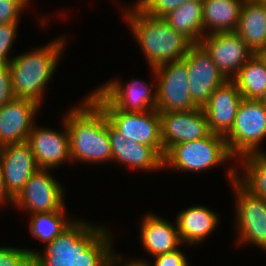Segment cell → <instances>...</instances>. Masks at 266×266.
<instances>
[{"mask_svg":"<svg viewBox=\"0 0 266 266\" xmlns=\"http://www.w3.org/2000/svg\"><path fill=\"white\" fill-rule=\"evenodd\" d=\"M33 249L0 246V266H32Z\"/></svg>","mask_w":266,"mask_h":266,"instance_id":"cell-29","label":"cell"},{"mask_svg":"<svg viewBox=\"0 0 266 266\" xmlns=\"http://www.w3.org/2000/svg\"><path fill=\"white\" fill-rule=\"evenodd\" d=\"M75 221L32 256V266H109L117 254L113 236L104 226Z\"/></svg>","mask_w":266,"mask_h":266,"instance_id":"cell-1","label":"cell"},{"mask_svg":"<svg viewBox=\"0 0 266 266\" xmlns=\"http://www.w3.org/2000/svg\"><path fill=\"white\" fill-rule=\"evenodd\" d=\"M163 19L192 43H199L203 37V0L188 1Z\"/></svg>","mask_w":266,"mask_h":266,"instance_id":"cell-24","label":"cell"},{"mask_svg":"<svg viewBox=\"0 0 266 266\" xmlns=\"http://www.w3.org/2000/svg\"><path fill=\"white\" fill-rule=\"evenodd\" d=\"M88 95L103 110L107 120L127 140L150 146L164 158L160 114L156 109L146 112H126L114 108L96 89Z\"/></svg>","mask_w":266,"mask_h":266,"instance_id":"cell-6","label":"cell"},{"mask_svg":"<svg viewBox=\"0 0 266 266\" xmlns=\"http://www.w3.org/2000/svg\"><path fill=\"white\" fill-rule=\"evenodd\" d=\"M261 101L264 102V103L266 104V91H265V94L263 95Z\"/></svg>","mask_w":266,"mask_h":266,"instance_id":"cell-37","label":"cell"},{"mask_svg":"<svg viewBox=\"0 0 266 266\" xmlns=\"http://www.w3.org/2000/svg\"><path fill=\"white\" fill-rule=\"evenodd\" d=\"M124 259L121 254H116L110 261L109 266H146L145 264L137 263L132 261V259ZM127 261V262H126ZM125 262V263H124Z\"/></svg>","mask_w":266,"mask_h":266,"instance_id":"cell-34","label":"cell"},{"mask_svg":"<svg viewBox=\"0 0 266 266\" xmlns=\"http://www.w3.org/2000/svg\"><path fill=\"white\" fill-rule=\"evenodd\" d=\"M140 243L145 252L152 257L179 249L182 241L179 237L176 221L171 223L157 214L147 213L140 222Z\"/></svg>","mask_w":266,"mask_h":266,"instance_id":"cell-20","label":"cell"},{"mask_svg":"<svg viewBox=\"0 0 266 266\" xmlns=\"http://www.w3.org/2000/svg\"><path fill=\"white\" fill-rule=\"evenodd\" d=\"M242 99L233 80H226L216 88L202 107L211 133L225 136L231 130Z\"/></svg>","mask_w":266,"mask_h":266,"instance_id":"cell-19","label":"cell"},{"mask_svg":"<svg viewBox=\"0 0 266 266\" xmlns=\"http://www.w3.org/2000/svg\"><path fill=\"white\" fill-rule=\"evenodd\" d=\"M224 138L233 159L266 153L259 148L266 139V104L261 100L242 99L233 126Z\"/></svg>","mask_w":266,"mask_h":266,"instance_id":"cell-8","label":"cell"},{"mask_svg":"<svg viewBox=\"0 0 266 266\" xmlns=\"http://www.w3.org/2000/svg\"><path fill=\"white\" fill-rule=\"evenodd\" d=\"M182 60L188 68L189 90L192 100L198 107L202 108L208 102L211 94L226 79L218 71L210 54L200 43H193L188 54Z\"/></svg>","mask_w":266,"mask_h":266,"instance_id":"cell-12","label":"cell"},{"mask_svg":"<svg viewBox=\"0 0 266 266\" xmlns=\"http://www.w3.org/2000/svg\"><path fill=\"white\" fill-rule=\"evenodd\" d=\"M19 23H5L0 25V64L9 63L14 56H9ZM12 57V58H11Z\"/></svg>","mask_w":266,"mask_h":266,"instance_id":"cell-31","label":"cell"},{"mask_svg":"<svg viewBox=\"0 0 266 266\" xmlns=\"http://www.w3.org/2000/svg\"><path fill=\"white\" fill-rule=\"evenodd\" d=\"M132 79L125 84L116 78L97 87V91L116 109L126 112H146L156 109V82ZM152 89L154 91H152Z\"/></svg>","mask_w":266,"mask_h":266,"instance_id":"cell-15","label":"cell"},{"mask_svg":"<svg viewBox=\"0 0 266 266\" xmlns=\"http://www.w3.org/2000/svg\"><path fill=\"white\" fill-rule=\"evenodd\" d=\"M5 203V190H4V182H3V175H2V167L0 164V206L1 204Z\"/></svg>","mask_w":266,"mask_h":266,"instance_id":"cell-35","label":"cell"},{"mask_svg":"<svg viewBox=\"0 0 266 266\" xmlns=\"http://www.w3.org/2000/svg\"><path fill=\"white\" fill-rule=\"evenodd\" d=\"M255 54L262 61L264 67L266 68V46L264 48L259 49Z\"/></svg>","mask_w":266,"mask_h":266,"instance_id":"cell-36","label":"cell"},{"mask_svg":"<svg viewBox=\"0 0 266 266\" xmlns=\"http://www.w3.org/2000/svg\"><path fill=\"white\" fill-rule=\"evenodd\" d=\"M176 224L182 244L199 245L219 225V214L206 206L193 205L177 214Z\"/></svg>","mask_w":266,"mask_h":266,"instance_id":"cell-21","label":"cell"},{"mask_svg":"<svg viewBox=\"0 0 266 266\" xmlns=\"http://www.w3.org/2000/svg\"><path fill=\"white\" fill-rule=\"evenodd\" d=\"M243 99L261 100L266 91V68L254 53L233 79Z\"/></svg>","mask_w":266,"mask_h":266,"instance_id":"cell-26","label":"cell"},{"mask_svg":"<svg viewBox=\"0 0 266 266\" xmlns=\"http://www.w3.org/2000/svg\"><path fill=\"white\" fill-rule=\"evenodd\" d=\"M232 158V159H231ZM233 160L224 136L210 133L208 136L173 145L164 156V169L178 172H200Z\"/></svg>","mask_w":266,"mask_h":266,"instance_id":"cell-5","label":"cell"},{"mask_svg":"<svg viewBox=\"0 0 266 266\" xmlns=\"http://www.w3.org/2000/svg\"><path fill=\"white\" fill-rule=\"evenodd\" d=\"M129 29L145 55L150 68L180 60L193 44L186 36L175 31L163 18L143 13L134 3L122 7Z\"/></svg>","mask_w":266,"mask_h":266,"instance_id":"cell-3","label":"cell"},{"mask_svg":"<svg viewBox=\"0 0 266 266\" xmlns=\"http://www.w3.org/2000/svg\"><path fill=\"white\" fill-rule=\"evenodd\" d=\"M134 4L146 15L163 18L169 12L191 0H136Z\"/></svg>","mask_w":266,"mask_h":266,"instance_id":"cell-28","label":"cell"},{"mask_svg":"<svg viewBox=\"0 0 266 266\" xmlns=\"http://www.w3.org/2000/svg\"><path fill=\"white\" fill-rule=\"evenodd\" d=\"M14 98L9 63L0 64V108Z\"/></svg>","mask_w":266,"mask_h":266,"instance_id":"cell-33","label":"cell"},{"mask_svg":"<svg viewBox=\"0 0 266 266\" xmlns=\"http://www.w3.org/2000/svg\"><path fill=\"white\" fill-rule=\"evenodd\" d=\"M161 141L166 153L173 145L208 136L211 131L203 108L159 112Z\"/></svg>","mask_w":266,"mask_h":266,"instance_id":"cell-13","label":"cell"},{"mask_svg":"<svg viewBox=\"0 0 266 266\" xmlns=\"http://www.w3.org/2000/svg\"><path fill=\"white\" fill-rule=\"evenodd\" d=\"M31 0H0V25L5 23H19L22 11Z\"/></svg>","mask_w":266,"mask_h":266,"instance_id":"cell-30","label":"cell"},{"mask_svg":"<svg viewBox=\"0 0 266 266\" xmlns=\"http://www.w3.org/2000/svg\"><path fill=\"white\" fill-rule=\"evenodd\" d=\"M51 169L39 168L24 184L22 190L11 201L16 208L29 214L54 212L65 207V190L50 174ZM13 203V204H12Z\"/></svg>","mask_w":266,"mask_h":266,"instance_id":"cell-10","label":"cell"},{"mask_svg":"<svg viewBox=\"0 0 266 266\" xmlns=\"http://www.w3.org/2000/svg\"><path fill=\"white\" fill-rule=\"evenodd\" d=\"M236 167H230L226 175L231 182L235 199V228L238 245L254 244L266 251V201L247 191L236 180Z\"/></svg>","mask_w":266,"mask_h":266,"instance_id":"cell-7","label":"cell"},{"mask_svg":"<svg viewBox=\"0 0 266 266\" xmlns=\"http://www.w3.org/2000/svg\"><path fill=\"white\" fill-rule=\"evenodd\" d=\"M153 260L154 263L147 262V260H138V258L132 261L146 266H189L187 256L180 249L155 256Z\"/></svg>","mask_w":266,"mask_h":266,"instance_id":"cell-32","label":"cell"},{"mask_svg":"<svg viewBox=\"0 0 266 266\" xmlns=\"http://www.w3.org/2000/svg\"><path fill=\"white\" fill-rule=\"evenodd\" d=\"M34 213L31 214L29 220L30 234L35 239L40 240L45 244L52 242L59 234L67 229L74 221L66 217V210Z\"/></svg>","mask_w":266,"mask_h":266,"instance_id":"cell-27","label":"cell"},{"mask_svg":"<svg viewBox=\"0 0 266 266\" xmlns=\"http://www.w3.org/2000/svg\"><path fill=\"white\" fill-rule=\"evenodd\" d=\"M72 162L100 164L112 162L108 120L103 110L86 96L82 103L66 111Z\"/></svg>","mask_w":266,"mask_h":266,"instance_id":"cell-2","label":"cell"},{"mask_svg":"<svg viewBox=\"0 0 266 266\" xmlns=\"http://www.w3.org/2000/svg\"><path fill=\"white\" fill-rule=\"evenodd\" d=\"M238 161L243 170H236V180L251 194L266 201V153L246 154Z\"/></svg>","mask_w":266,"mask_h":266,"instance_id":"cell-25","label":"cell"},{"mask_svg":"<svg viewBox=\"0 0 266 266\" xmlns=\"http://www.w3.org/2000/svg\"><path fill=\"white\" fill-rule=\"evenodd\" d=\"M62 121L63 131L40 127L36 124L28 135L29 144L36 163L40 168L51 169L58 167L66 161L72 163L70 156V143L67 125Z\"/></svg>","mask_w":266,"mask_h":266,"instance_id":"cell-16","label":"cell"},{"mask_svg":"<svg viewBox=\"0 0 266 266\" xmlns=\"http://www.w3.org/2000/svg\"><path fill=\"white\" fill-rule=\"evenodd\" d=\"M65 43V38L58 36L42 47L12 58L9 66L14 98L29 99L42 105L45 89L55 74Z\"/></svg>","mask_w":266,"mask_h":266,"instance_id":"cell-4","label":"cell"},{"mask_svg":"<svg viewBox=\"0 0 266 266\" xmlns=\"http://www.w3.org/2000/svg\"><path fill=\"white\" fill-rule=\"evenodd\" d=\"M5 202L11 201L40 167L27 142L0 147Z\"/></svg>","mask_w":266,"mask_h":266,"instance_id":"cell-14","label":"cell"},{"mask_svg":"<svg viewBox=\"0 0 266 266\" xmlns=\"http://www.w3.org/2000/svg\"><path fill=\"white\" fill-rule=\"evenodd\" d=\"M235 32L256 53L266 46V3L244 0Z\"/></svg>","mask_w":266,"mask_h":266,"instance_id":"cell-22","label":"cell"},{"mask_svg":"<svg viewBox=\"0 0 266 266\" xmlns=\"http://www.w3.org/2000/svg\"><path fill=\"white\" fill-rule=\"evenodd\" d=\"M40 105L29 99L13 98L0 108V147L26 142Z\"/></svg>","mask_w":266,"mask_h":266,"instance_id":"cell-17","label":"cell"},{"mask_svg":"<svg viewBox=\"0 0 266 266\" xmlns=\"http://www.w3.org/2000/svg\"><path fill=\"white\" fill-rule=\"evenodd\" d=\"M156 83L158 112L188 111L198 108L193 102L186 63L180 59L150 68Z\"/></svg>","mask_w":266,"mask_h":266,"instance_id":"cell-9","label":"cell"},{"mask_svg":"<svg viewBox=\"0 0 266 266\" xmlns=\"http://www.w3.org/2000/svg\"><path fill=\"white\" fill-rule=\"evenodd\" d=\"M112 162L124 164L130 169L158 171L164 169V158L152 147L127 140L109 121Z\"/></svg>","mask_w":266,"mask_h":266,"instance_id":"cell-18","label":"cell"},{"mask_svg":"<svg viewBox=\"0 0 266 266\" xmlns=\"http://www.w3.org/2000/svg\"><path fill=\"white\" fill-rule=\"evenodd\" d=\"M257 1H260V2H264V3H266V0H257Z\"/></svg>","mask_w":266,"mask_h":266,"instance_id":"cell-38","label":"cell"},{"mask_svg":"<svg viewBox=\"0 0 266 266\" xmlns=\"http://www.w3.org/2000/svg\"><path fill=\"white\" fill-rule=\"evenodd\" d=\"M244 0H203V36L236 30Z\"/></svg>","mask_w":266,"mask_h":266,"instance_id":"cell-23","label":"cell"},{"mask_svg":"<svg viewBox=\"0 0 266 266\" xmlns=\"http://www.w3.org/2000/svg\"><path fill=\"white\" fill-rule=\"evenodd\" d=\"M199 43L210 54L211 60L226 80H233L254 54L235 31L203 36Z\"/></svg>","mask_w":266,"mask_h":266,"instance_id":"cell-11","label":"cell"}]
</instances>
